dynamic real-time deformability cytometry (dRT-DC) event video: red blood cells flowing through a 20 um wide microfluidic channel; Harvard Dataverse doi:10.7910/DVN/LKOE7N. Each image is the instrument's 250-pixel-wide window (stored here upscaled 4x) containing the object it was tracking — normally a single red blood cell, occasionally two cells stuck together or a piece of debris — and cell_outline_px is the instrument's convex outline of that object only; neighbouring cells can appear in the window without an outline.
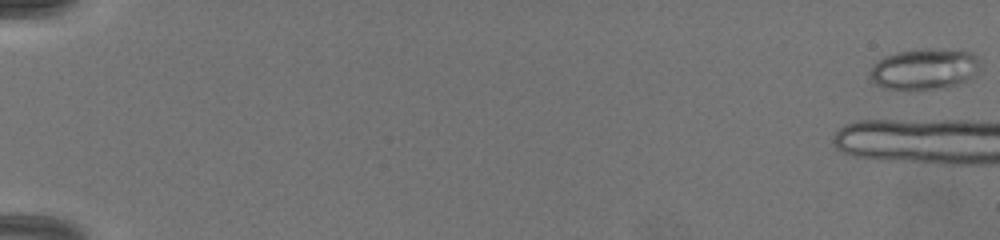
{"species": "common noctule bat (a hibernating species)", "species_latin": "Nyctalus noctula", "temperature_condition": "warm", "stored_images_in_passage": 9, "camera_frame_rate_fps": 3000, "um_per_image_px": 0.085, "animal": {"sex": "female", "body_mass_g": 19.5, "forearm_length_mm": 54.1}, "frame": {"image": 1, "passage_image": 1, "time_ms": 0.0, "image_size_px": [1000, 240], "cell_outline_px": [[976, 72], [964, 80], [956, 84], [932, 88], [888, 88], [876, 84], [868, 76], [872, 64], [888, 56], [900, 52], [968, 52], [976, 56]], "centroid_in_image_um": [78.46, 5.91], "position_along_channel_um": 6.5, "area_um2": 23.99}}